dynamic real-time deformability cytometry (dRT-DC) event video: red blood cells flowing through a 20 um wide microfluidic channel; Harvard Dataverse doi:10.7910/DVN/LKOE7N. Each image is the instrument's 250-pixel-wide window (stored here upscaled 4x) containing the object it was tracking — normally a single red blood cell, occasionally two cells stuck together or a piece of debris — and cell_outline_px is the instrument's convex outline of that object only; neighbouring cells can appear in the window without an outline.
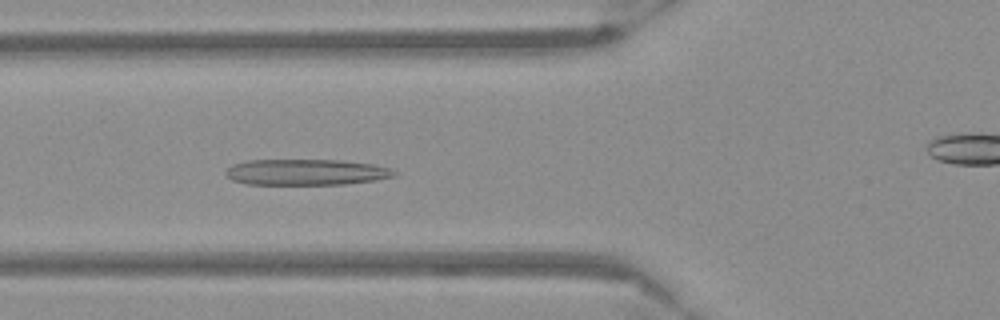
{"species": "Egyptian fruit bat (a non-hibernating species)", "species_latin": "Rousettus aegyptiacus", "temperature_condition": "warm", "stored_images_in_passage": 54, "camera_frame_rate_fps": 3000, "um_per_image_px": 0.085, "frame": {"image": 1, "passage_image": 19, "time_ms": 6.0, "image_size_px": [1000, 320], "cell_outline_px": [[396, 176], [376, 180], [344, 184], [244, 184], [232, 180], [224, 172], [232, 164], [248, 160], [340, 160], [372, 164], [388, 168], [396, 172]], "centroid_in_image_um": [25.99, 14.63], "position_along_channel_um": 99.8, "area_um2": 25.43}}
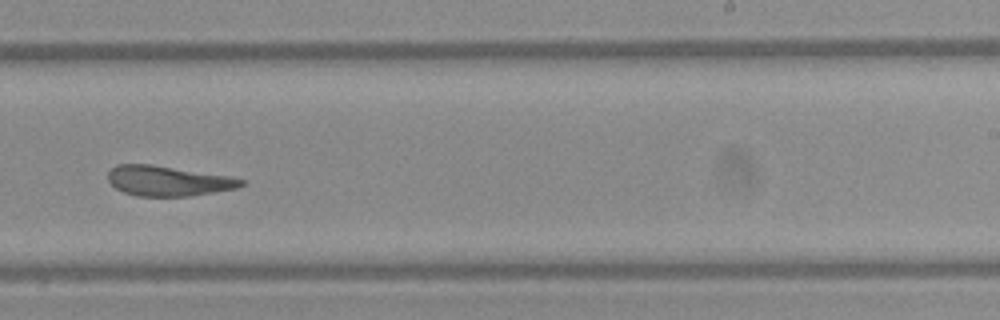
{"frame": {"image": 2, "passage_image": 33, "time_ms": 10.667, "image_size_px": [1000, 320], "cell_outline_px": [[248, 184], [236, 188], [188, 196], [136, 196], [124, 192], [116, 188], [108, 180], [108, 172], [116, 164], [152, 164], [228, 176], [244, 180]], "centroid_in_image_um": [14.27, 15.37], "position_along_channel_um": 274.7, "area_um2": 23.24}}
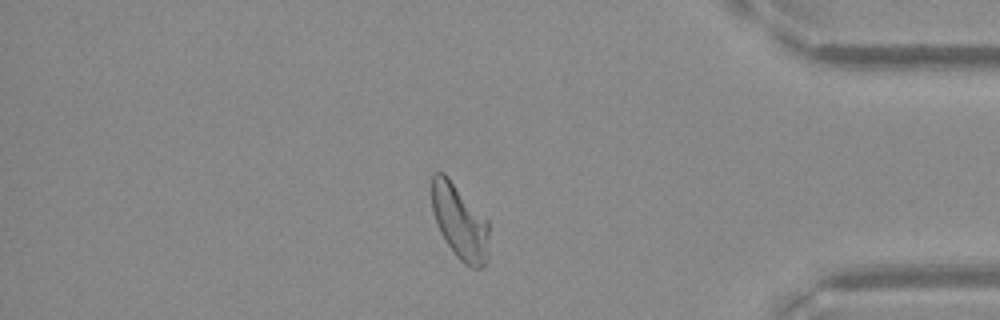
{"frame": {"image": 3, "passage_image": 45, "time_ms": 14.667, "image_size_px": [1000, 320], "cell_outline_px": [[488, 260], [480, 268], [472, 268], [464, 264], [456, 256], [440, 232], [432, 212], [432, 172], [444, 172], [448, 176], [488, 220]], "centroid_in_image_um": [39.08, 18.85], "position_along_channel_um": 396.1, "area_um2": 25.03}}